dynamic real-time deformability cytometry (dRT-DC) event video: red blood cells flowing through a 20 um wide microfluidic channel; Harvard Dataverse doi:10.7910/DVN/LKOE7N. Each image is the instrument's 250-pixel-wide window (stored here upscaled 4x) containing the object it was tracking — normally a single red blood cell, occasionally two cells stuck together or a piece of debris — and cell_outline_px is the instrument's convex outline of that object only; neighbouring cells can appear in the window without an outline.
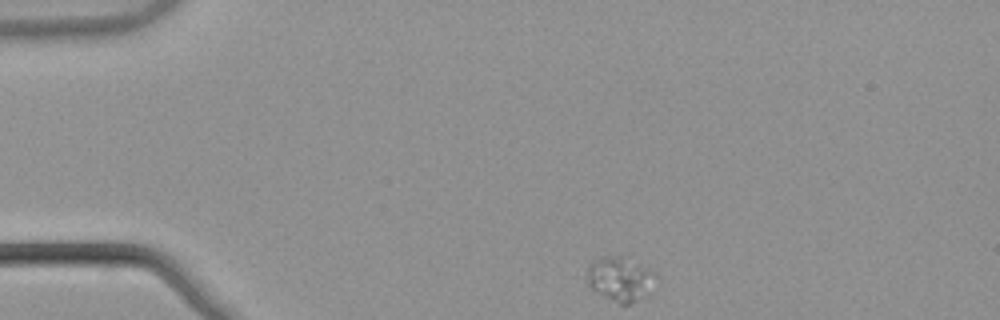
{"species": "common noctule bat (a hibernating species)", "species_latin": "Nyctalus noctula", "temperature_condition": "warm", "stored_images_in_passage": 40, "camera_frame_rate_fps": 3000, "um_per_image_px": 0.085, "animal": {"sex": "male", "body_mass_g": 21.5, "forearm_length_mm": 52.0}, "frame": {"image": 1, "passage_image": 1, "time_ms": 0.0, "image_size_px": [1000, 320], "cell_outline_px": [[656, 276], [644, 296], [632, 304], [620, 304], [596, 292], [588, 284], [588, 264], [592, 260], [604, 256], [624, 256], [652, 272]], "centroid_in_image_um": [52.65, 23.7], "position_along_channel_um": 32.4, "area_um2": 17.22}}
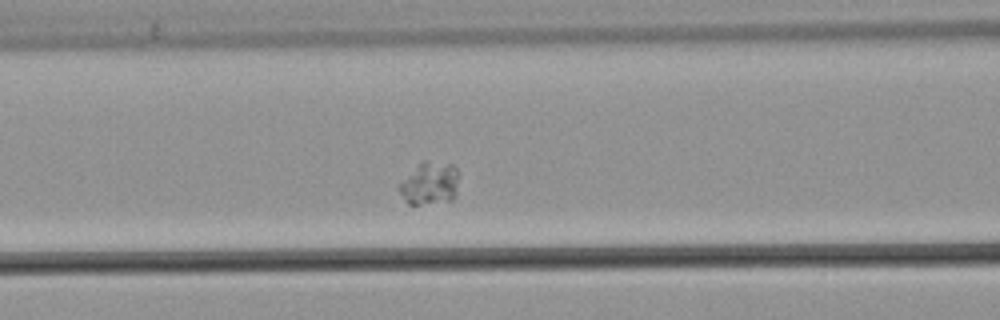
{"frame": {"image": 2, "passage_image": 14, "time_ms": 4.333, "image_size_px": [1000, 320], "cell_outline_px": [[460, 176], [456, 192], [452, 200], [420, 204], [408, 204], [404, 200], [396, 184], [416, 164], [424, 160], [452, 164], [456, 168]], "centroid_in_image_um": [36.5, 15.56], "position_along_channel_um": 130.1, "area_um2": 15.26}}
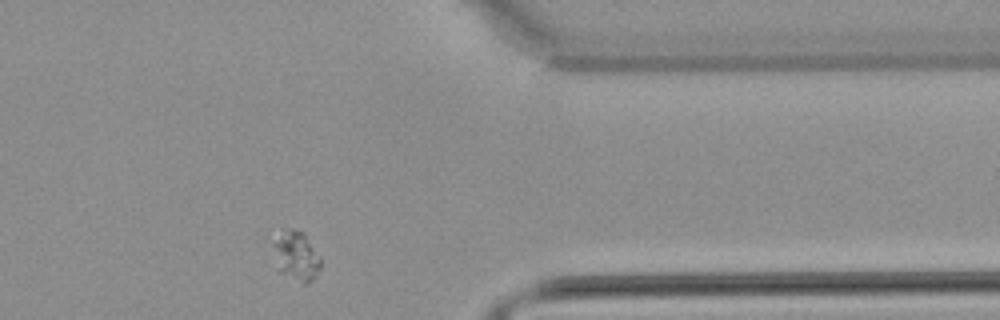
{"frame": {"image": 3, "passage_image": 36, "time_ms": 11.667, "image_size_px": [1000, 320], "cell_outline_px": [[320, 268], [312, 280], [308, 284], [304, 284], [280, 272], [272, 244], [280, 228], [292, 228], [304, 232], [320, 256]], "centroid_in_image_um": [25.18, 21.69], "position_along_channel_um": 386.2, "area_um2": 13.76}}